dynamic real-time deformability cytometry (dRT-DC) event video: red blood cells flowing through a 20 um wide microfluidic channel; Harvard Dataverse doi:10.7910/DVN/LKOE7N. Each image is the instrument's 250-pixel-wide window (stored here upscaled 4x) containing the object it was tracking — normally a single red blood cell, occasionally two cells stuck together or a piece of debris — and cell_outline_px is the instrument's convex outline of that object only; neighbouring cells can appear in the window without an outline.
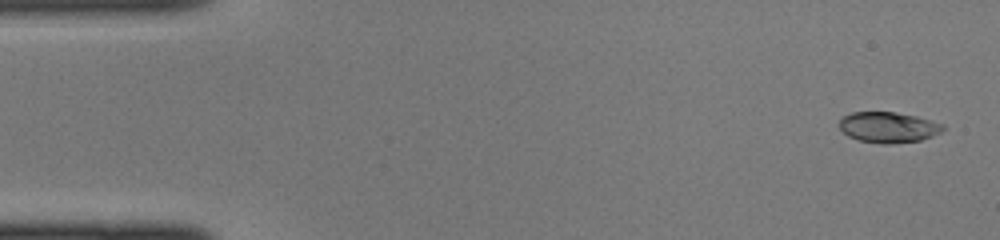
{"species": "common noctule bat (a hibernating species)", "species_latin": "Nyctalus noctula", "temperature_condition": "cold", "stored_images_in_passage": 43, "camera_frame_rate_fps": 3000, "um_per_image_px": 0.085, "animal": {"sex": "female", "body_mass_g": 22.0, "forearm_length_mm": 56.7}, "frame": {"image": 1, "passage_image": 1, "time_ms": 0.0, "image_size_px": [1000, 240], "cell_outline_px": [[944, 128], [940, 132], [932, 136], [920, 140], [888, 144], [884, 144], [860, 140], [848, 136], [840, 128], [840, 120], [844, 116], [852, 112], [896, 112], [916, 116], [944, 124]], "centroid_in_image_um": [75.51, 10.81], "position_along_channel_um": 9.5, "area_um2": 18.32}}
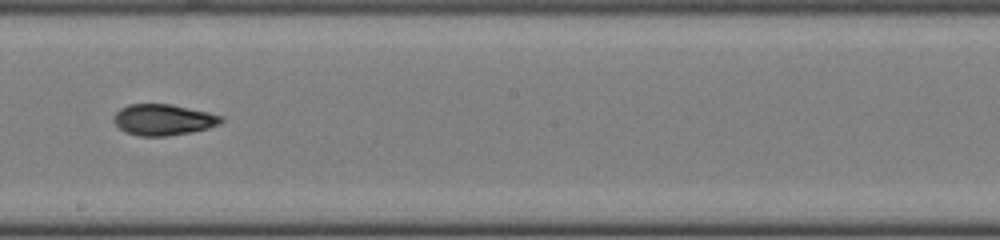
{"frame": {"image": 2, "passage_image": 24, "time_ms": 7.667, "image_size_px": [1000, 240], "cell_outline_px": [[224, 120], [220, 124], [208, 128], [192, 132], [168, 136], [140, 136], [124, 132], [112, 120], [112, 116], [120, 108], [128, 104], [172, 104], [208, 112], [224, 116]], "centroid_in_image_um": [13.88, 10.17], "position_along_channel_um": 234.3, "area_um2": 19.71}}
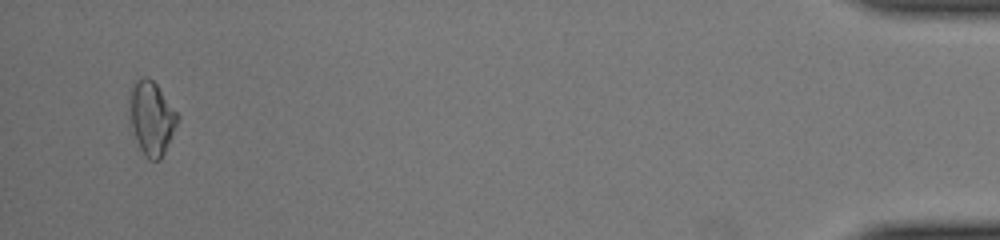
{"frame": {"image": 3, "passage_image": 42, "time_ms": 13.667, "image_size_px": [1000, 240], "cell_outline_px": [[180, 120], [160, 160], [148, 160], [140, 148], [128, 124], [132, 88], [136, 80], [140, 76], [148, 76], [156, 84], [180, 116]], "centroid_in_image_um": [12.88, 10.04], "position_along_channel_um": 422.3, "area_um2": 20.69}}